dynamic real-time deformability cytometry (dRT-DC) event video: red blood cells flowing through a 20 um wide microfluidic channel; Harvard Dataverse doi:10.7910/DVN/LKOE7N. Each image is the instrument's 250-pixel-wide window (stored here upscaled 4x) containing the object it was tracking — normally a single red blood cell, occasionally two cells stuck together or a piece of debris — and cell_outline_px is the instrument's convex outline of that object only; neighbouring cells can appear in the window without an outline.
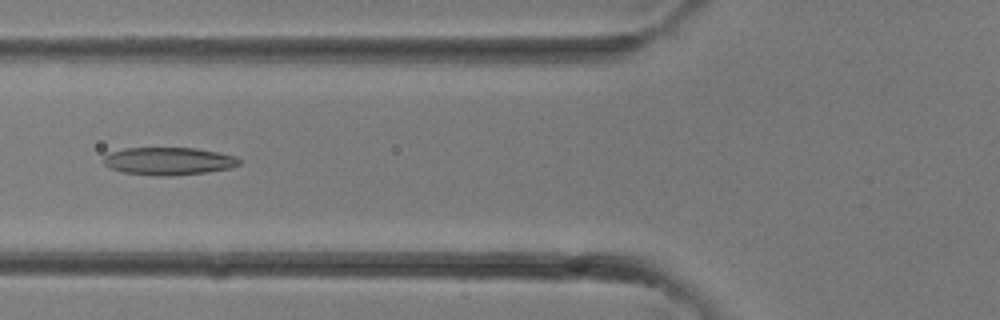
{"species": "common noctule bat (a hibernating species)", "species_latin": "Nyctalus noctula", "temperature_condition": "room temperature", "stored_images_in_passage": 33, "camera_frame_rate_fps": 3000, "um_per_image_px": 0.085, "animal": {"sex": "female"}, "frame": {"image": 1, "passage_image": 13, "time_ms": 4.0, "image_size_px": [1000, 320], "cell_outline_px": [[240, 164], [232, 168], [208, 172], [172, 176], [156, 176], [124, 172], [112, 168], [104, 164], [104, 156], [112, 152], [124, 148], [196, 148], [236, 156], [240, 160]], "centroid_in_image_um": [14.37, 13.7], "position_along_channel_um": 111.4, "area_um2": 21.85}}
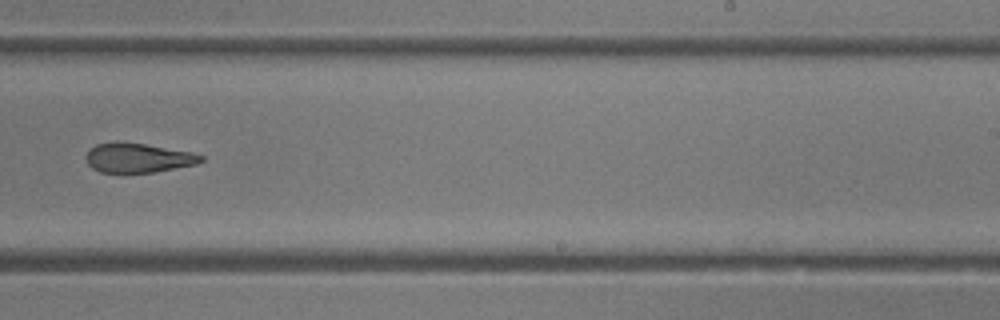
{"frame": {"image": 2, "passage_image": 21, "time_ms": 6.667, "image_size_px": [1000, 320], "cell_outline_px": [[204, 160], [196, 164], [152, 172], [100, 172], [92, 168], [88, 164], [84, 156], [88, 148], [96, 144], [144, 144], [192, 152], [204, 156]], "centroid_in_image_um": [11.72, 13.44], "position_along_channel_um": 277.3, "area_um2": 19.19}}
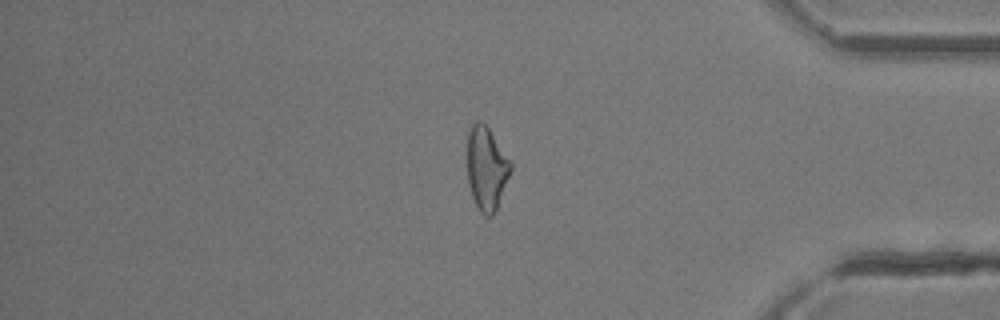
{"frame": {"image": 3, "passage_image": 28, "time_ms": 9.0, "image_size_px": [1000, 320], "cell_outline_px": [[512, 168], [496, 212], [492, 216], [484, 216], [480, 212], [472, 196], [468, 184], [468, 132], [472, 124], [476, 120], [480, 120], [488, 128], [512, 164]], "centroid_in_image_um": [41.35, 14.34], "position_along_channel_um": 393.9, "area_um2": 20.92}}